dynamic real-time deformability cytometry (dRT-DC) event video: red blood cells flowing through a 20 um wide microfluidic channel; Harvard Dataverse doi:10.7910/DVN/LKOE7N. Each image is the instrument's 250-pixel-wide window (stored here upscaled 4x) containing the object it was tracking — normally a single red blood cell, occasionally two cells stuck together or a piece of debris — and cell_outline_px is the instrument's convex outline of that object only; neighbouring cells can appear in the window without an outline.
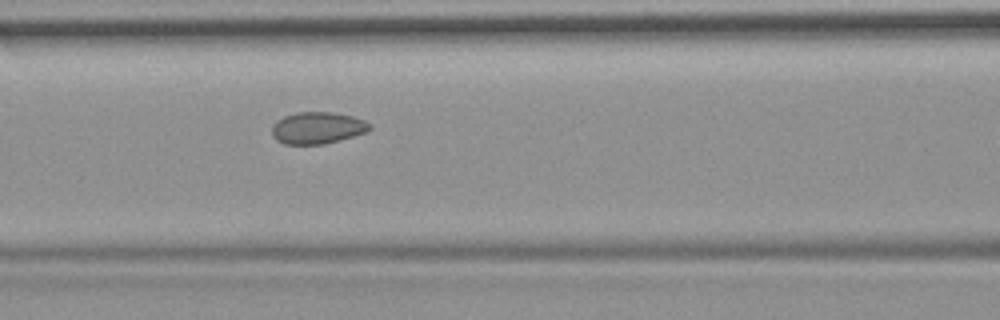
{"species": "common noctule bat (a hibernating species)", "species_latin": "Nyctalus noctula", "temperature_condition": "room temperature", "stored_images_in_passage": 37, "camera_frame_rate_fps": 3000, "um_per_image_px": 0.085, "animal": {"sex": "female", "body_mass_g": 19.9}, "frame": {"image": 1, "passage_image": 16, "time_ms": 5.0, "image_size_px": [1000, 320], "cell_outline_px": [[372, 128], [368, 132], [324, 144], [284, 144], [276, 140], [272, 136], [272, 124], [276, 120], [284, 116], [296, 112], [332, 112], [352, 116], [364, 120], [372, 124]], "centroid_in_image_um": [26.98, 10.87], "position_along_channel_um": 139.6, "area_um2": 18.32}}